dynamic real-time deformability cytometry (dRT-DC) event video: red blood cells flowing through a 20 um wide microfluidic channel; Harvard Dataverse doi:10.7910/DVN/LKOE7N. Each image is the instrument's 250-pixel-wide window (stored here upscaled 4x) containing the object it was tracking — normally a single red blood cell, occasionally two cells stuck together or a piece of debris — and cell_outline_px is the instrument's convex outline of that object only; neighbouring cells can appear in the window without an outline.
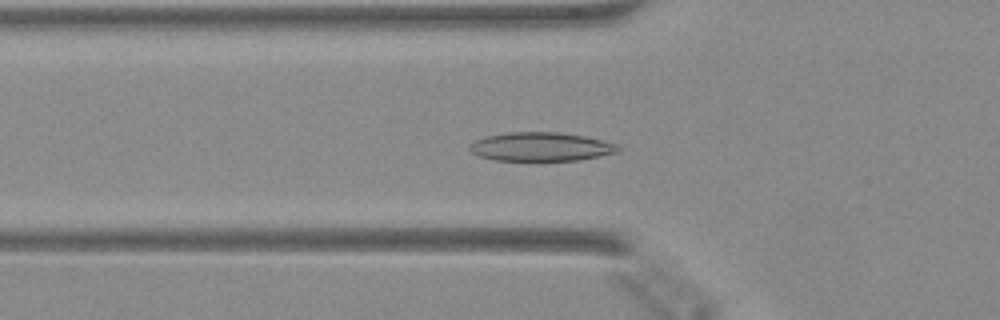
{"species": "Egyptian fruit bat (a non-hibernating species)", "species_latin": "Rousettus aegyptiacus", "temperature_condition": "warm", "stored_images_in_passage": 35, "camera_frame_rate_fps": 3000, "um_per_image_px": 0.085, "animal": {"sex": "female"}, "frame": {"image": 1, "passage_image": 4, "time_ms": 1.0, "image_size_px": [1000, 320], "cell_outline_px": [[620, 152], [580, 160], [496, 160], [480, 156], [472, 152], [468, 148], [468, 144], [472, 140], [484, 136], [508, 132], [560, 132], [584, 136], [616, 144], [620, 148]], "centroid_in_image_um": [45.94, 12.46], "position_along_channel_um": 79.9, "area_um2": 24.97}}
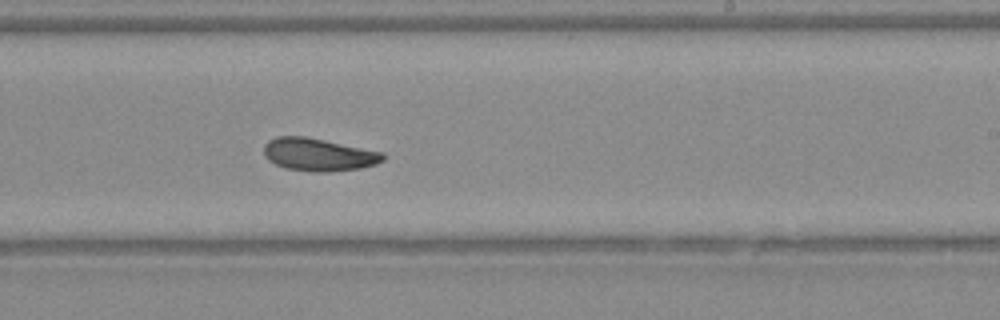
{"frame": {"image": 2, "passage_image": 17, "time_ms": 5.333, "image_size_px": [1000, 320], "cell_outline_px": [[384, 160], [376, 164], [360, 168], [328, 172], [312, 172], [284, 168], [268, 160], [264, 156], [264, 144], [268, 140], [276, 136], [304, 136], [384, 152]], "centroid_in_image_um": [27.05, 13.14], "position_along_channel_um": 262.0, "area_um2": 22.83}}
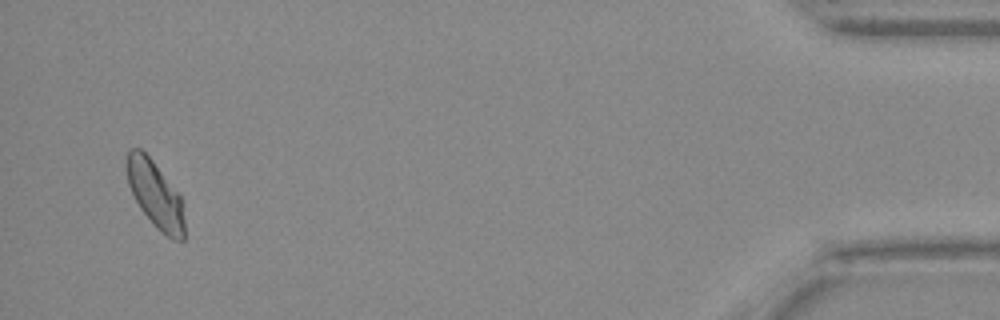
{"frame": {"image": 3, "passage_image": 34, "time_ms": 11.0, "image_size_px": [1000, 320], "cell_outline_px": [[184, 240], [172, 240], [160, 232], [140, 208], [128, 184], [128, 152], [132, 148], [140, 148], [152, 160], [180, 196], [184, 220]], "centroid_in_image_um": [13.22, 16.58], "position_along_channel_um": 422.0, "area_um2": 21.79}}